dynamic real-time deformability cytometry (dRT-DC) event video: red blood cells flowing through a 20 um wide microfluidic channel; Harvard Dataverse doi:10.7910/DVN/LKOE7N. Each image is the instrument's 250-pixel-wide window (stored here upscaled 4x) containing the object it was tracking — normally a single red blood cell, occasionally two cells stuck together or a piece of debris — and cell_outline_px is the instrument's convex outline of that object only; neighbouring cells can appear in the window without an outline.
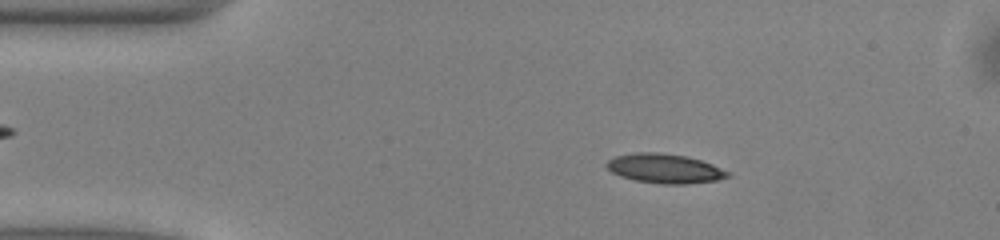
{"species": "common noctule bat (a hibernating species)", "species_latin": "Nyctalus noctula", "temperature_condition": "warm", "stored_images_in_passage": 50, "camera_frame_rate_fps": 3000, "um_per_image_px": 0.085, "animal": {"sex": "male", "body_mass_g": 13.0, "forearm_length_mm": 53.1}, "frame": {"image": 1, "passage_image": 8, "time_ms": 2.333, "image_size_px": [1000, 240], "cell_outline_px": [[732, 176], [716, 180], [688, 184], [660, 184], [636, 180], [620, 176], [612, 172], [604, 164], [608, 160], [616, 156], [636, 152], [660, 152], [684, 156], [700, 160], [712, 164], [732, 172]], "centroid_in_image_um": [56.53, 14.33], "position_along_channel_um": 28.5, "area_um2": 20.81}}
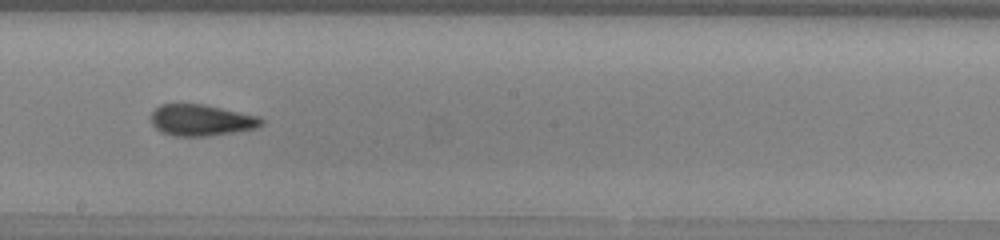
{"frame": {"image": 2, "passage_image": 27, "time_ms": 8.667, "image_size_px": [1000, 240], "cell_outline_px": [[264, 124], [256, 128], [232, 132], [204, 136], [176, 136], [160, 132], [152, 124], [152, 112], [160, 104], [204, 104], [260, 116], [264, 120]], "centroid_in_image_um": [17.13, 10.21], "position_along_channel_um": 231.1, "area_um2": 20.11}}
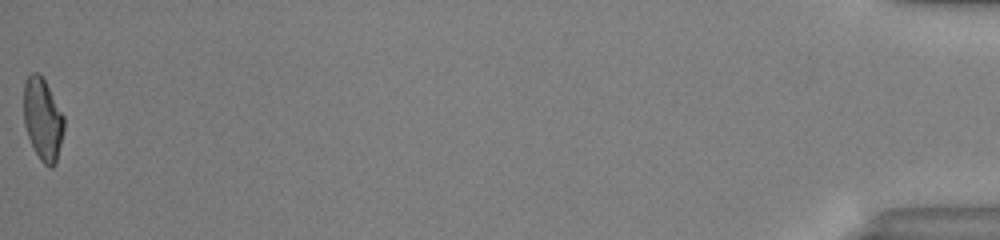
{"frame": {"image": 3, "passage_image": 50, "time_ms": 16.333, "image_size_px": [1000, 240], "cell_outline_px": [[64, 128], [56, 164], [52, 168], [48, 168], [40, 160], [28, 136], [24, 124], [24, 84], [28, 76], [32, 72], [36, 72], [44, 80], [64, 116]], "centroid_in_image_um": [3.64, 10.17], "position_along_channel_um": 431.6, "area_um2": 19.07}, "authors_computed_cell_mechanics": {"area_um2": 20.1144, "velocity_mm_per_s": 4.032, "shape_relaxation_time_tau1_ms": 7.1801, "shape_relaxation_time_tau2_ms": 2.4758, "deformation_change_tau1": 0.1865, "deformation_change_tau2": 0.0911}}